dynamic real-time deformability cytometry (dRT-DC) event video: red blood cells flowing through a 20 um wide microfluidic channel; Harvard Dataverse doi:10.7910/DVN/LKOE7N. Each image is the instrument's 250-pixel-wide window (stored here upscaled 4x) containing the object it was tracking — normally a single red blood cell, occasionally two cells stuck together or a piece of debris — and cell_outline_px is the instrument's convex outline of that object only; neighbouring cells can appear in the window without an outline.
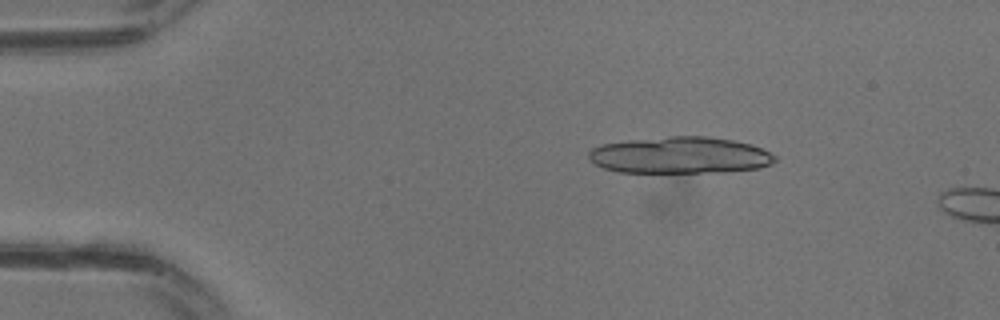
{"species": "common noctule bat (a hibernating species)", "species_latin": "Nyctalus noctula", "temperature_condition": "warm", "stored_images_in_passage": 15, "segment_of_instrument_passage": [1, 2], "camera_frame_rate_fps": 3000, "um_per_image_px": 0.085, "animal": {"sex": "male", "body_mass_g": 13.3}, "frame": {"image": 1, "passage_image": 1, "time_ms": 0.0, "image_size_px": [1000, 320], "cell_outline_px": [[776, 160], [772, 164], [760, 168], [724, 172], [620, 172], [604, 168], [588, 160], [588, 152], [592, 148], [604, 144], [628, 140], [668, 136], [708, 136], [732, 140], [752, 144], [776, 156]], "centroid_in_image_um": [57.81, 13.19], "position_along_channel_um": 27.2, "area_um2": 39.88}}